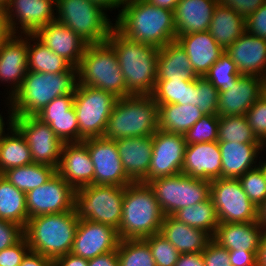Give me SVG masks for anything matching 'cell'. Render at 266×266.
<instances>
[{
  "label": "cell",
  "instance_id": "cell-1",
  "mask_svg": "<svg viewBox=\"0 0 266 266\" xmlns=\"http://www.w3.org/2000/svg\"><path fill=\"white\" fill-rule=\"evenodd\" d=\"M114 28L127 39L162 48L176 40L174 12L146 0H124Z\"/></svg>",
  "mask_w": 266,
  "mask_h": 266
},
{
  "label": "cell",
  "instance_id": "cell-2",
  "mask_svg": "<svg viewBox=\"0 0 266 266\" xmlns=\"http://www.w3.org/2000/svg\"><path fill=\"white\" fill-rule=\"evenodd\" d=\"M106 42L117 55L126 84V97L151 95L157 81L159 48L129 40L115 28Z\"/></svg>",
  "mask_w": 266,
  "mask_h": 266
},
{
  "label": "cell",
  "instance_id": "cell-3",
  "mask_svg": "<svg viewBox=\"0 0 266 266\" xmlns=\"http://www.w3.org/2000/svg\"><path fill=\"white\" fill-rule=\"evenodd\" d=\"M78 72L42 73L28 70L19 90L10 98L13 116H35L53 99L74 94Z\"/></svg>",
  "mask_w": 266,
  "mask_h": 266
},
{
  "label": "cell",
  "instance_id": "cell-4",
  "mask_svg": "<svg viewBox=\"0 0 266 266\" xmlns=\"http://www.w3.org/2000/svg\"><path fill=\"white\" fill-rule=\"evenodd\" d=\"M122 209L120 239H145L160 233L165 215L147 183L132 182L125 186Z\"/></svg>",
  "mask_w": 266,
  "mask_h": 266
},
{
  "label": "cell",
  "instance_id": "cell-5",
  "mask_svg": "<svg viewBox=\"0 0 266 266\" xmlns=\"http://www.w3.org/2000/svg\"><path fill=\"white\" fill-rule=\"evenodd\" d=\"M75 209L29 218L24 237L31 251L53 260L71 252L78 227Z\"/></svg>",
  "mask_w": 266,
  "mask_h": 266
},
{
  "label": "cell",
  "instance_id": "cell-6",
  "mask_svg": "<svg viewBox=\"0 0 266 266\" xmlns=\"http://www.w3.org/2000/svg\"><path fill=\"white\" fill-rule=\"evenodd\" d=\"M158 104L151 95L118 98L108 119L104 138L153 136L158 130Z\"/></svg>",
  "mask_w": 266,
  "mask_h": 266
},
{
  "label": "cell",
  "instance_id": "cell-7",
  "mask_svg": "<svg viewBox=\"0 0 266 266\" xmlns=\"http://www.w3.org/2000/svg\"><path fill=\"white\" fill-rule=\"evenodd\" d=\"M78 69V84L126 97V84L113 48L107 43L88 44Z\"/></svg>",
  "mask_w": 266,
  "mask_h": 266
},
{
  "label": "cell",
  "instance_id": "cell-8",
  "mask_svg": "<svg viewBox=\"0 0 266 266\" xmlns=\"http://www.w3.org/2000/svg\"><path fill=\"white\" fill-rule=\"evenodd\" d=\"M106 10L90 0H56L55 20L88 44L105 43L114 29Z\"/></svg>",
  "mask_w": 266,
  "mask_h": 266
},
{
  "label": "cell",
  "instance_id": "cell-9",
  "mask_svg": "<svg viewBox=\"0 0 266 266\" xmlns=\"http://www.w3.org/2000/svg\"><path fill=\"white\" fill-rule=\"evenodd\" d=\"M125 187L87 185L75 191L74 209L79 220H89L119 231Z\"/></svg>",
  "mask_w": 266,
  "mask_h": 266
},
{
  "label": "cell",
  "instance_id": "cell-10",
  "mask_svg": "<svg viewBox=\"0 0 266 266\" xmlns=\"http://www.w3.org/2000/svg\"><path fill=\"white\" fill-rule=\"evenodd\" d=\"M117 100L118 97L110 92L77 84L73 107L79 126V142L104 136L108 119Z\"/></svg>",
  "mask_w": 266,
  "mask_h": 266
},
{
  "label": "cell",
  "instance_id": "cell-11",
  "mask_svg": "<svg viewBox=\"0 0 266 266\" xmlns=\"http://www.w3.org/2000/svg\"><path fill=\"white\" fill-rule=\"evenodd\" d=\"M153 190L164 215L210 198V182L183 173L155 178L147 183Z\"/></svg>",
  "mask_w": 266,
  "mask_h": 266
},
{
  "label": "cell",
  "instance_id": "cell-12",
  "mask_svg": "<svg viewBox=\"0 0 266 266\" xmlns=\"http://www.w3.org/2000/svg\"><path fill=\"white\" fill-rule=\"evenodd\" d=\"M210 190L219 223L258 221V207L249 200L238 179H215L210 182Z\"/></svg>",
  "mask_w": 266,
  "mask_h": 266
},
{
  "label": "cell",
  "instance_id": "cell-13",
  "mask_svg": "<svg viewBox=\"0 0 266 266\" xmlns=\"http://www.w3.org/2000/svg\"><path fill=\"white\" fill-rule=\"evenodd\" d=\"M12 124L26 139L32 162L57 169L64 142L36 116H13Z\"/></svg>",
  "mask_w": 266,
  "mask_h": 266
},
{
  "label": "cell",
  "instance_id": "cell-14",
  "mask_svg": "<svg viewBox=\"0 0 266 266\" xmlns=\"http://www.w3.org/2000/svg\"><path fill=\"white\" fill-rule=\"evenodd\" d=\"M75 191L56 172L49 181L26 193L28 218L73 210Z\"/></svg>",
  "mask_w": 266,
  "mask_h": 266
},
{
  "label": "cell",
  "instance_id": "cell-15",
  "mask_svg": "<svg viewBox=\"0 0 266 266\" xmlns=\"http://www.w3.org/2000/svg\"><path fill=\"white\" fill-rule=\"evenodd\" d=\"M153 152L147 177L142 181L174 176L181 173L184 163L186 141L184 134L158 129L152 136Z\"/></svg>",
  "mask_w": 266,
  "mask_h": 266
},
{
  "label": "cell",
  "instance_id": "cell-16",
  "mask_svg": "<svg viewBox=\"0 0 266 266\" xmlns=\"http://www.w3.org/2000/svg\"><path fill=\"white\" fill-rule=\"evenodd\" d=\"M82 142L94 165V184L125 187L133 182L126 175L115 140L97 137Z\"/></svg>",
  "mask_w": 266,
  "mask_h": 266
},
{
  "label": "cell",
  "instance_id": "cell-17",
  "mask_svg": "<svg viewBox=\"0 0 266 266\" xmlns=\"http://www.w3.org/2000/svg\"><path fill=\"white\" fill-rule=\"evenodd\" d=\"M54 11L56 0H10L6 9L8 27L12 34H34L55 21Z\"/></svg>",
  "mask_w": 266,
  "mask_h": 266
},
{
  "label": "cell",
  "instance_id": "cell-18",
  "mask_svg": "<svg viewBox=\"0 0 266 266\" xmlns=\"http://www.w3.org/2000/svg\"><path fill=\"white\" fill-rule=\"evenodd\" d=\"M119 241L118 231L114 227L89 220H78L71 253L90 260L117 250Z\"/></svg>",
  "mask_w": 266,
  "mask_h": 266
},
{
  "label": "cell",
  "instance_id": "cell-19",
  "mask_svg": "<svg viewBox=\"0 0 266 266\" xmlns=\"http://www.w3.org/2000/svg\"><path fill=\"white\" fill-rule=\"evenodd\" d=\"M27 71L28 34H11L0 45V82L11 86L7 99L19 90Z\"/></svg>",
  "mask_w": 266,
  "mask_h": 266
},
{
  "label": "cell",
  "instance_id": "cell-20",
  "mask_svg": "<svg viewBox=\"0 0 266 266\" xmlns=\"http://www.w3.org/2000/svg\"><path fill=\"white\" fill-rule=\"evenodd\" d=\"M34 35L50 50L78 67L88 43L69 27L58 21L49 22Z\"/></svg>",
  "mask_w": 266,
  "mask_h": 266
},
{
  "label": "cell",
  "instance_id": "cell-21",
  "mask_svg": "<svg viewBox=\"0 0 266 266\" xmlns=\"http://www.w3.org/2000/svg\"><path fill=\"white\" fill-rule=\"evenodd\" d=\"M221 160L218 141L186 145L181 173L211 182L222 178Z\"/></svg>",
  "mask_w": 266,
  "mask_h": 266
},
{
  "label": "cell",
  "instance_id": "cell-22",
  "mask_svg": "<svg viewBox=\"0 0 266 266\" xmlns=\"http://www.w3.org/2000/svg\"><path fill=\"white\" fill-rule=\"evenodd\" d=\"M56 172L75 190L94 184V165L83 142L64 143Z\"/></svg>",
  "mask_w": 266,
  "mask_h": 266
},
{
  "label": "cell",
  "instance_id": "cell-23",
  "mask_svg": "<svg viewBox=\"0 0 266 266\" xmlns=\"http://www.w3.org/2000/svg\"><path fill=\"white\" fill-rule=\"evenodd\" d=\"M225 52L236 64L240 75H266V40L246 31Z\"/></svg>",
  "mask_w": 266,
  "mask_h": 266
},
{
  "label": "cell",
  "instance_id": "cell-24",
  "mask_svg": "<svg viewBox=\"0 0 266 266\" xmlns=\"http://www.w3.org/2000/svg\"><path fill=\"white\" fill-rule=\"evenodd\" d=\"M74 94L53 99L35 116L48 124L64 143L79 142V126L73 107Z\"/></svg>",
  "mask_w": 266,
  "mask_h": 266
},
{
  "label": "cell",
  "instance_id": "cell-25",
  "mask_svg": "<svg viewBox=\"0 0 266 266\" xmlns=\"http://www.w3.org/2000/svg\"><path fill=\"white\" fill-rule=\"evenodd\" d=\"M262 95V77L241 75L225 92H219L218 116L246 115Z\"/></svg>",
  "mask_w": 266,
  "mask_h": 266
},
{
  "label": "cell",
  "instance_id": "cell-26",
  "mask_svg": "<svg viewBox=\"0 0 266 266\" xmlns=\"http://www.w3.org/2000/svg\"><path fill=\"white\" fill-rule=\"evenodd\" d=\"M126 175L133 182H142L148 175L153 152L152 136L127 137L115 140Z\"/></svg>",
  "mask_w": 266,
  "mask_h": 266
},
{
  "label": "cell",
  "instance_id": "cell-27",
  "mask_svg": "<svg viewBox=\"0 0 266 266\" xmlns=\"http://www.w3.org/2000/svg\"><path fill=\"white\" fill-rule=\"evenodd\" d=\"M176 41L187 53L198 77H204L225 51L208 31L179 35Z\"/></svg>",
  "mask_w": 266,
  "mask_h": 266
},
{
  "label": "cell",
  "instance_id": "cell-28",
  "mask_svg": "<svg viewBox=\"0 0 266 266\" xmlns=\"http://www.w3.org/2000/svg\"><path fill=\"white\" fill-rule=\"evenodd\" d=\"M218 0H179L174 11L176 37L208 31Z\"/></svg>",
  "mask_w": 266,
  "mask_h": 266
},
{
  "label": "cell",
  "instance_id": "cell-29",
  "mask_svg": "<svg viewBox=\"0 0 266 266\" xmlns=\"http://www.w3.org/2000/svg\"><path fill=\"white\" fill-rule=\"evenodd\" d=\"M218 144L222 155V178L238 179L248 170L255 168L258 166L259 154L265 150L262 143L218 142Z\"/></svg>",
  "mask_w": 266,
  "mask_h": 266
},
{
  "label": "cell",
  "instance_id": "cell-30",
  "mask_svg": "<svg viewBox=\"0 0 266 266\" xmlns=\"http://www.w3.org/2000/svg\"><path fill=\"white\" fill-rule=\"evenodd\" d=\"M263 232L258 221L219 223L212 239L228 250L257 252Z\"/></svg>",
  "mask_w": 266,
  "mask_h": 266
},
{
  "label": "cell",
  "instance_id": "cell-31",
  "mask_svg": "<svg viewBox=\"0 0 266 266\" xmlns=\"http://www.w3.org/2000/svg\"><path fill=\"white\" fill-rule=\"evenodd\" d=\"M160 233L180 254L202 252L212 240L209 233L179 222L172 215L164 216Z\"/></svg>",
  "mask_w": 266,
  "mask_h": 266
},
{
  "label": "cell",
  "instance_id": "cell-32",
  "mask_svg": "<svg viewBox=\"0 0 266 266\" xmlns=\"http://www.w3.org/2000/svg\"><path fill=\"white\" fill-rule=\"evenodd\" d=\"M8 120L6 122L7 133L0 137V175L8 169L32 164V155L26 139L21 132L12 124L11 101L8 99Z\"/></svg>",
  "mask_w": 266,
  "mask_h": 266
},
{
  "label": "cell",
  "instance_id": "cell-33",
  "mask_svg": "<svg viewBox=\"0 0 266 266\" xmlns=\"http://www.w3.org/2000/svg\"><path fill=\"white\" fill-rule=\"evenodd\" d=\"M198 76L193 70L187 53L175 40L159 48L157 80L181 79L193 81Z\"/></svg>",
  "mask_w": 266,
  "mask_h": 266
},
{
  "label": "cell",
  "instance_id": "cell-34",
  "mask_svg": "<svg viewBox=\"0 0 266 266\" xmlns=\"http://www.w3.org/2000/svg\"><path fill=\"white\" fill-rule=\"evenodd\" d=\"M246 31L245 19L234 9L217 4L208 32L224 50Z\"/></svg>",
  "mask_w": 266,
  "mask_h": 266
},
{
  "label": "cell",
  "instance_id": "cell-35",
  "mask_svg": "<svg viewBox=\"0 0 266 266\" xmlns=\"http://www.w3.org/2000/svg\"><path fill=\"white\" fill-rule=\"evenodd\" d=\"M203 116V112L195 105H158V129L185 134Z\"/></svg>",
  "mask_w": 266,
  "mask_h": 266
},
{
  "label": "cell",
  "instance_id": "cell-36",
  "mask_svg": "<svg viewBox=\"0 0 266 266\" xmlns=\"http://www.w3.org/2000/svg\"><path fill=\"white\" fill-rule=\"evenodd\" d=\"M28 70L42 73L78 72L77 67L50 50L34 34H28Z\"/></svg>",
  "mask_w": 266,
  "mask_h": 266
},
{
  "label": "cell",
  "instance_id": "cell-37",
  "mask_svg": "<svg viewBox=\"0 0 266 266\" xmlns=\"http://www.w3.org/2000/svg\"><path fill=\"white\" fill-rule=\"evenodd\" d=\"M0 220L13 222L25 228L29 220L26 193L17 189L0 175Z\"/></svg>",
  "mask_w": 266,
  "mask_h": 266
},
{
  "label": "cell",
  "instance_id": "cell-38",
  "mask_svg": "<svg viewBox=\"0 0 266 266\" xmlns=\"http://www.w3.org/2000/svg\"><path fill=\"white\" fill-rule=\"evenodd\" d=\"M152 98L158 105L181 104L195 105L196 79L185 81L181 79L157 80Z\"/></svg>",
  "mask_w": 266,
  "mask_h": 266
},
{
  "label": "cell",
  "instance_id": "cell-39",
  "mask_svg": "<svg viewBox=\"0 0 266 266\" xmlns=\"http://www.w3.org/2000/svg\"><path fill=\"white\" fill-rule=\"evenodd\" d=\"M55 173V167L32 163L8 169L1 175L17 189L27 193L49 181Z\"/></svg>",
  "mask_w": 266,
  "mask_h": 266
},
{
  "label": "cell",
  "instance_id": "cell-40",
  "mask_svg": "<svg viewBox=\"0 0 266 266\" xmlns=\"http://www.w3.org/2000/svg\"><path fill=\"white\" fill-rule=\"evenodd\" d=\"M179 222L195 227L214 236L219 220L211 197L201 203L179 209L172 215Z\"/></svg>",
  "mask_w": 266,
  "mask_h": 266
},
{
  "label": "cell",
  "instance_id": "cell-41",
  "mask_svg": "<svg viewBox=\"0 0 266 266\" xmlns=\"http://www.w3.org/2000/svg\"><path fill=\"white\" fill-rule=\"evenodd\" d=\"M218 142L261 143L246 115L219 116Z\"/></svg>",
  "mask_w": 266,
  "mask_h": 266
},
{
  "label": "cell",
  "instance_id": "cell-42",
  "mask_svg": "<svg viewBox=\"0 0 266 266\" xmlns=\"http://www.w3.org/2000/svg\"><path fill=\"white\" fill-rule=\"evenodd\" d=\"M119 266H156L144 239H120L117 247Z\"/></svg>",
  "mask_w": 266,
  "mask_h": 266
},
{
  "label": "cell",
  "instance_id": "cell-43",
  "mask_svg": "<svg viewBox=\"0 0 266 266\" xmlns=\"http://www.w3.org/2000/svg\"><path fill=\"white\" fill-rule=\"evenodd\" d=\"M240 76L236 64L225 51L204 75L218 92L227 91Z\"/></svg>",
  "mask_w": 266,
  "mask_h": 266
},
{
  "label": "cell",
  "instance_id": "cell-44",
  "mask_svg": "<svg viewBox=\"0 0 266 266\" xmlns=\"http://www.w3.org/2000/svg\"><path fill=\"white\" fill-rule=\"evenodd\" d=\"M219 116L204 114L185 134L187 145L218 141Z\"/></svg>",
  "mask_w": 266,
  "mask_h": 266
},
{
  "label": "cell",
  "instance_id": "cell-45",
  "mask_svg": "<svg viewBox=\"0 0 266 266\" xmlns=\"http://www.w3.org/2000/svg\"><path fill=\"white\" fill-rule=\"evenodd\" d=\"M144 240L150 247L156 266H175L180 253L161 233L153 234Z\"/></svg>",
  "mask_w": 266,
  "mask_h": 266
},
{
  "label": "cell",
  "instance_id": "cell-46",
  "mask_svg": "<svg viewBox=\"0 0 266 266\" xmlns=\"http://www.w3.org/2000/svg\"><path fill=\"white\" fill-rule=\"evenodd\" d=\"M238 180L249 200L259 208L266 199V181L260 168L256 166L248 170Z\"/></svg>",
  "mask_w": 266,
  "mask_h": 266
},
{
  "label": "cell",
  "instance_id": "cell-47",
  "mask_svg": "<svg viewBox=\"0 0 266 266\" xmlns=\"http://www.w3.org/2000/svg\"><path fill=\"white\" fill-rule=\"evenodd\" d=\"M218 101V90L205 77H198L195 106L199 107L203 114L218 115Z\"/></svg>",
  "mask_w": 266,
  "mask_h": 266
},
{
  "label": "cell",
  "instance_id": "cell-48",
  "mask_svg": "<svg viewBox=\"0 0 266 266\" xmlns=\"http://www.w3.org/2000/svg\"><path fill=\"white\" fill-rule=\"evenodd\" d=\"M249 126L264 145L266 143V98L261 95L246 112Z\"/></svg>",
  "mask_w": 266,
  "mask_h": 266
},
{
  "label": "cell",
  "instance_id": "cell-49",
  "mask_svg": "<svg viewBox=\"0 0 266 266\" xmlns=\"http://www.w3.org/2000/svg\"><path fill=\"white\" fill-rule=\"evenodd\" d=\"M30 247L25 237L18 243L0 251V266H19Z\"/></svg>",
  "mask_w": 266,
  "mask_h": 266
},
{
  "label": "cell",
  "instance_id": "cell-50",
  "mask_svg": "<svg viewBox=\"0 0 266 266\" xmlns=\"http://www.w3.org/2000/svg\"><path fill=\"white\" fill-rule=\"evenodd\" d=\"M205 266H232L229 260V250L220 246L213 239L202 251Z\"/></svg>",
  "mask_w": 266,
  "mask_h": 266
},
{
  "label": "cell",
  "instance_id": "cell-51",
  "mask_svg": "<svg viewBox=\"0 0 266 266\" xmlns=\"http://www.w3.org/2000/svg\"><path fill=\"white\" fill-rule=\"evenodd\" d=\"M24 237V228L6 220H0V251L13 246Z\"/></svg>",
  "mask_w": 266,
  "mask_h": 266
},
{
  "label": "cell",
  "instance_id": "cell-52",
  "mask_svg": "<svg viewBox=\"0 0 266 266\" xmlns=\"http://www.w3.org/2000/svg\"><path fill=\"white\" fill-rule=\"evenodd\" d=\"M246 32L266 40V2L245 20Z\"/></svg>",
  "mask_w": 266,
  "mask_h": 266
},
{
  "label": "cell",
  "instance_id": "cell-53",
  "mask_svg": "<svg viewBox=\"0 0 266 266\" xmlns=\"http://www.w3.org/2000/svg\"><path fill=\"white\" fill-rule=\"evenodd\" d=\"M266 0H218V3L234 9L245 20L257 11Z\"/></svg>",
  "mask_w": 266,
  "mask_h": 266
},
{
  "label": "cell",
  "instance_id": "cell-54",
  "mask_svg": "<svg viewBox=\"0 0 266 266\" xmlns=\"http://www.w3.org/2000/svg\"><path fill=\"white\" fill-rule=\"evenodd\" d=\"M229 260L232 266H257V252L229 250Z\"/></svg>",
  "mask_w": 266,
  "mask_h": 266
},
{
  "label": "cell",
  "instance_id": "cell-55",
  "mask_svg": "<svg viewBox=\"0 0 266 266\" xmlns=\"http://www.w3.org/2000/svg\"><path fill=\"white\" fill-rule=\"evenodd\" d=\"M19 266H54V260L30 250Z\"/></svg>",
  "mask_w": 266,
  "mask_h": 266
},
{
  "label": "cell",
  "instance_id": "cell-56",
  "mask_svg": "<svg viewBox=\"0 0 266 266\" xmlns=\"http://www.w3.org/2000/svg\"><path fill=\"white\" fill-rule=\"evenodd\" d=\"M88 266H119L117 251L108 252L88 260Z\"/></svg>",
  "mask_w": 266,
  "mask_h": 266
},
{
  "label": "cell",
  "instance_id": "cell-57",
  "mask_svg": "<svg viewBox=\"0 0 266 266\" xmlns=\"http://www.w3.org/2000/svg\"><path fill=\"white\" fill-rule=\"evenodd\" d=\"M175 266H205L202 252L180 254Z\"/></svg>",
  "mask_w": 266,
  "mask_h": 266
},
{
  "label": "cell",
  "instance_id": "cell-58",
  "mask_svg": "<svg viewBox=\"0 0 266 266\" xmlns=\"http://www.w3.org/2000/svg\"><path fill=\"white\" fill-rule=\"evenodd\" d=\"M54 266H88V260L69 252L56 258Z\"/></svg>",
  "mask_w": 266,
  "mask_h": 266
},
{
  "label": "cell",
  "instance_id": "cell-59",
  "mask_svg": "<svg viewBox=\"0 0 266 266\" xmlns=\"http://www.w3.org/2000/svg\"><path fill=\"white\" fill-rule=\"evenodd\" d=\"M8 27L6 11L0 9V45L11 35Z\"/></svg>",
  "mask_w": 266,
  "mask_h": 266
},
{
  "label": "cell",
  "instance_id": "cell-60",
  "mask_svg": "<svg viewBox=\"0 0 266 266\" xmlns=\"http://www.w3.org/2000/svg\"><path fill=\"white\" fill-rule=\"evenodd\" d=\"M257 266H266V231L262 234L257 251Z\"/></svg>",
  "mask_w": 266,
  "mask_h": 266
},
{
  "label": "cell",
  "instance_id": "cell-61",
  "mask_svg": "<svg viewBox=\"0 0 266 266\" xmlns=\"http://www.w3.org/2000/svg\"><path fill=\"white\" fill-rule=\"evenodd\" d=\"M91 2H94L95 4H98L102 8H104L106 11L112 9H116L119 7L122 8L123 0H90Z\"/></svg>",
  "mask_w": 266,
  "mask_h": 266
},
{
  "label": "cell",
  "instance_id": "cell-62",
  "mask_svg": "<svg viewBox=\"0 0 266 266\" xmlns=\"http://www.w3.org/2000/svg\"><path fill=\"white\" fill-rule=\"evenodd\" d=\"M150 4L155 5L156 7L159 8H164L170 11H175L176 6L179 2V0H146Z\"/></svg>",
  "mask_w": 266,
  "mask_h": 266
},
{
  "label": "cell",
  "instance_id": "cell-63",
  "mask_svg": "<svg viewBox=\"0 0 266 266\" xmlns=\"http://www.w3.org/2000/svg\"><path fill=\"white\" fill-rule=\"evenodd\" d=\"M258 222L266 231V199L258 208Z\"/></svg>",
  "mask_w": 266,
  "mask_h": 266
},
{
  "label": "cell",
  "instance_id": "cell-64",
  "mask_svg": "<svg viewBox=\"0 0 266 266\" xmlns=\"http://www.w3.org/2000/svg\"><path fill=\"white\" fill-rule=\"evenodd\" d=\"M258 167L260 168V171L262 172V174L265 178V181H266V161L265 160L261 161V159H260L258 162Z\"/></svg>",
  "mask_w": 266,
  "mask_h": 266
},
{
  "label": "cell",
  "instance_id": "cell-65",
  "mask_svg": "<svg viewBox=\"0 0 266 266\" xmlns=\"http://www.w3.org/2000/svg\"><path fill=\"white\" fill-rule=\"evenodd\" d=\"M2 113H0V137L2 136V134L6 131L5 129V121L3 119V116L1 115Z\"/></svg>",
  "mask_w": 266,
  "mask_h": 266
},
{
  "label": "cell",
  "instance_id": "cell-66",
  "mask_svg": "<svg viewBox=\"0 0 266 266\" xmlns=\"http://www.w3.org/2000/svg\"><path fill=\"white\" fill-rule=\"evenodd\" d=\"M10 0H0V9L6 11Z\"/></svg>",
  "mask_w": 266,
  "mask_h": 266
},
{
  "label": "cell",
  "instance_id": "cell-67",
  "mask_svg": "<svg viewBox=\"0 0 266 266\" xmlns=\"http://www.w3.org/2000/svg\"><path fill=\"white\" fill-rule=\"evenodd\" d=\"M262 95L266 98V75L262 77Z\"/></svg>",
  "mask_w": 266,
  "mask_h": 266
}]
</instances>
